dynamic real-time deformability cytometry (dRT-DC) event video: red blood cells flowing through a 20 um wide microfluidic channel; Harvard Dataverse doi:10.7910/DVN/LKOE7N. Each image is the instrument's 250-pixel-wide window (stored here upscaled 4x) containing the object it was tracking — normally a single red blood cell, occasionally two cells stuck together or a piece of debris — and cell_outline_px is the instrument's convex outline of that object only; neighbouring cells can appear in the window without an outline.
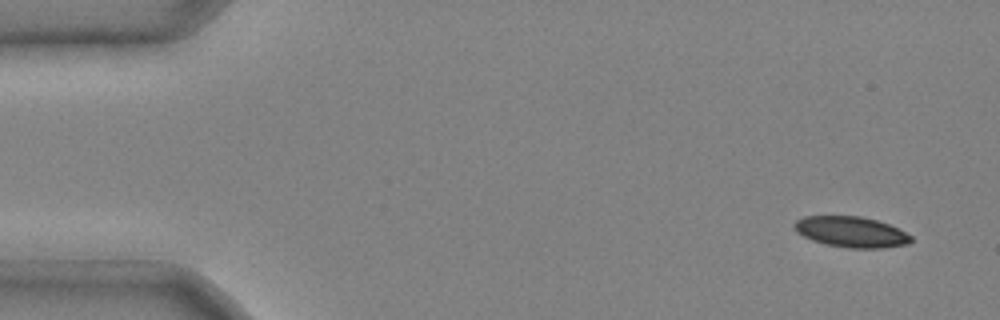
{"species": "common noctule bat (a hibernating species)", "species_latin": "Nyctalus noctula", "temperature_condition": "cold", "stored_images_in_passage": 3, "camera_frame_rate_fps": 3000, "um_per_image_px": 0.085, "animal": {"sex": "male", "body_mass_g": 20.4}, "frame": {"image": 1, "passage_image": 1, "time_ms": 0.0, "image_size_px": [1000, 320], "cell_outline_px": [[912, 240], [908, 244], [884, 248], [848, 248], [824, 244], [812, 240], [796, 232], [792, 224], [796, 220], [804, 216], [860, 216], [876, 220], [888, 224], [912, 236]], "centroid_in_image_um": [72.32, 19.71], "position_along_channel_um": 12.7, "area_um2": 20.92}}